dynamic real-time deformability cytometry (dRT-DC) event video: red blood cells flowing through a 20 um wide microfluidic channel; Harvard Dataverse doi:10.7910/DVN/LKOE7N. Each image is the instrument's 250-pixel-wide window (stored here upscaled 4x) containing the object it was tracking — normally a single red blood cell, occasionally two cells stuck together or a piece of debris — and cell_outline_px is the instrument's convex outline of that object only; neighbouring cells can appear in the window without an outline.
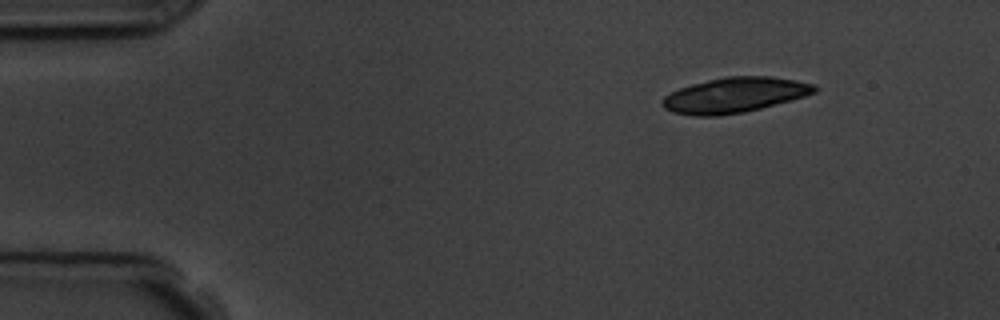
{"species": "common noctule bat (a hibernating species)", "species_latin": "Nyctalus noctula", "temperature_condition": "room temperature", "stored_images_in_passage": 3, "camera_frame_rate_fps": 3000, "um_per_image_px": 0.085, "animal": {"sex": "male", "body_mass_g": 19.5, "forearm_length_mm": 54.6}, "frame": {"image": 1, "passage_image": 1, "time_ms": 0.0, "image_size_px": [1000, 320], "cell_outline_px": [[820, 88], [816, 92], [792, 100], [744, 112], [716, 116], [696, 116], [672, 112], [664, 108], [660, 104], [664, 96], [680, 88], [692, 84], [724, 76], [768, 76], [796, 80], [816, 84]], "centroid_in_image_um": [62.46, 8.08], "position_along_channel_um": 22.5, "area_um2": 31.27}}